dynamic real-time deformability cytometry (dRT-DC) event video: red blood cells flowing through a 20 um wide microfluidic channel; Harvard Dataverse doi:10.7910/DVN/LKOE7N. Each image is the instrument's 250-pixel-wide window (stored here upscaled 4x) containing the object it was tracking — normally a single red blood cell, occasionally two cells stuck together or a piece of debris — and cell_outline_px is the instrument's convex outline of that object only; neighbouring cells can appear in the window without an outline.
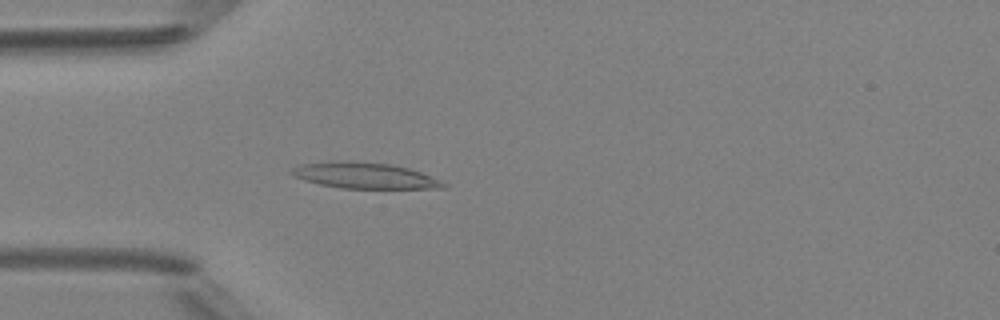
{"species": "Egyptian fruit bat (a non-hibernating species)", "species_latin": "Rousettus aegyptiacus", "temperature_condition": "room temperature", "stored_images_in_passage": 48, "camera_frame_rate_fps": 3000, "um_per_image_px": 0.085, "animal": {"sex": "female"}, "frame": {"image": 1, "passage_image": 14, "time_ms": 4.333, "image_size_px": [1000, 320], "cell_outline_px": [[448, 184], [444, 188], [344, 188], [320, 184], [304, 180], [288, 172], [292, 168], [300, 164], [328, 160], [352, 160], [392, 164], [408, 168], [420, 172], [440, 180]], "centroid_in_image_um": [30.95, 14.89], "position_along_channel_um": 54.1, "area_um2": 23.12}}
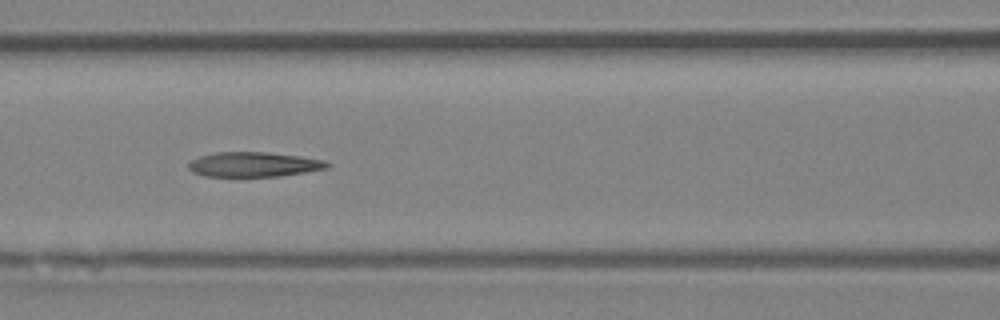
{"frame": {"image": 2, "passage_image": 21, "time_ms": 6.667, "image_size_px": [1000, 320], "cell_outline_px": [[332, 164], [328, 168], [280, 176], [204, 176], [192, 172], [188, 168], [188, 160], [200, 156], [216, 152], [268, 152], [300, 156], [324, 160]], "centroid_in_image_um": [21.55, 13.97], "position_along_channel_um": 145.1, "area_um2": 20.11}}
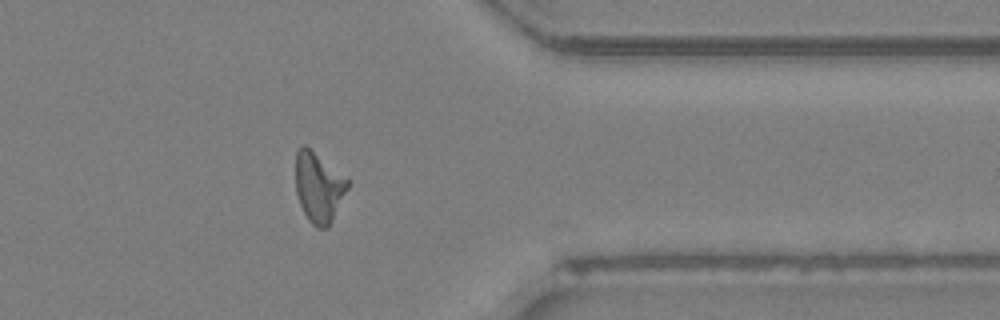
{"frame": {"image": 3, "passage_image": 39, "time_ms": 12.667, "image_size_px": [1000, 320], "cell_outline_px": [[352, 184], [328, 228], [316, 228], [308, 220], [300, 204], [296, 192], [296, 152], [300, 144], [304, 144], [352, 180]], "centroid_in_image_um": [27.14, 15.91], "position_along_channel_um": 384.3, "area_um2": 21.79}, "authors_computed_cell_mechanics": {"area_um2": 21.0681, "velocity_mm_per_s": 4.2031, "shape_relaxation_time_tau1_ms": 8.9318, "shape_relaxation_time_tau2_ms": 3.5854, "deformation_change_tau1": 0.2666, "deformation_change_tau2": 0.1501}}